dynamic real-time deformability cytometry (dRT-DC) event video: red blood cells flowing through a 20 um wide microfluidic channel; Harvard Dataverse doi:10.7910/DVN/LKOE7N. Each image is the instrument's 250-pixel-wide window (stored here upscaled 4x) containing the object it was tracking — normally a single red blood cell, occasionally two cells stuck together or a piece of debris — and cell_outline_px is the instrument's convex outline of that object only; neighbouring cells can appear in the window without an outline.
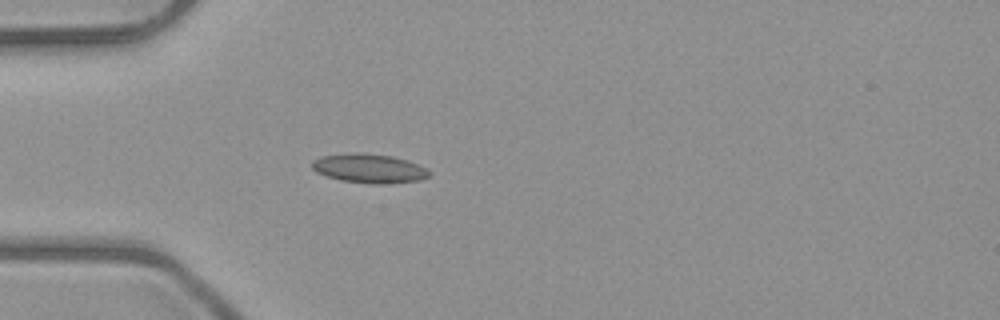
{"species": "common noctule bat (a hibernating species)", "species_latin": "Nyctalus noctula", "temperature_condition": "room temperature", "stored_images_in_passage": 1, "camera_frame_rate_fps": 3000, "um_per_image_px": 0.085, "animal": {"sex": "male", "body_mass_g": 23.1, "forearm_length_mm": 52.7}, "frame": {"image": 1, "passage_image": 1, "time_ms": 0.0, "image_size_px": [1000, 320], "cell_outline_px": [[432, 172], [428, 176], [420, 180], [380, 184], [372, 184], [340, 180], [316, 172], [312, 168], [312, 160], [320, 156], [344, 152], [360, 152], [392, 156], [408, 160], [428, 168]], "centroid_in_image_um": [31.37, 14.29], "position_along_channel_um": 53.6, "area_um2": 20.17}}